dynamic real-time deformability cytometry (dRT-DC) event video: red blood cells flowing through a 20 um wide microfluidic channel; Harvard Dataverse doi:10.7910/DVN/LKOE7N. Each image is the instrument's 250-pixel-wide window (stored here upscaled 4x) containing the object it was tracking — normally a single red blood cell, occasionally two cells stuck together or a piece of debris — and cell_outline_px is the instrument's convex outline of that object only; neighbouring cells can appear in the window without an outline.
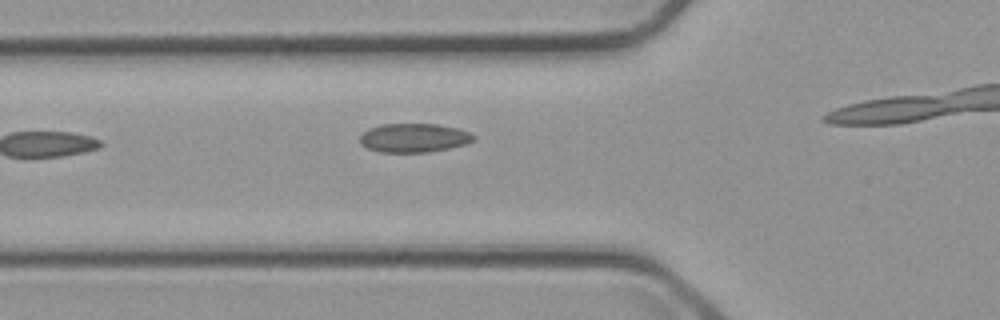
{"species": "common noctule bat (a hibernating species)", "species_latin": "Nyctalus noctula", "temperature_condition": "cold", "stored_images_in_passage": 5, "camera_frame_rate_fps": 3000, "um_per_image_px": 0.085, "animal": {"sex": "male", "body_mass_g": 23.1, "forearm_length_mm": 52.7}, "frame": {"image": 1, "passage_image": 4, "time_ms": 3.333, "image_size_px": [1000, 320], "cell_outline_px": [[476, 140], [464, 144], [448, 148], [428, 152], [380, 152], [368, 148], [360, 144], [360, 136], [368, 128], [380, 124], [440, 124], [456, 128], [468, 132], [476, 136]], "centroid_in_image_um": [35.17, 11.71], "position_along_channel_um": 90.6, "area_um2": 19.13}}